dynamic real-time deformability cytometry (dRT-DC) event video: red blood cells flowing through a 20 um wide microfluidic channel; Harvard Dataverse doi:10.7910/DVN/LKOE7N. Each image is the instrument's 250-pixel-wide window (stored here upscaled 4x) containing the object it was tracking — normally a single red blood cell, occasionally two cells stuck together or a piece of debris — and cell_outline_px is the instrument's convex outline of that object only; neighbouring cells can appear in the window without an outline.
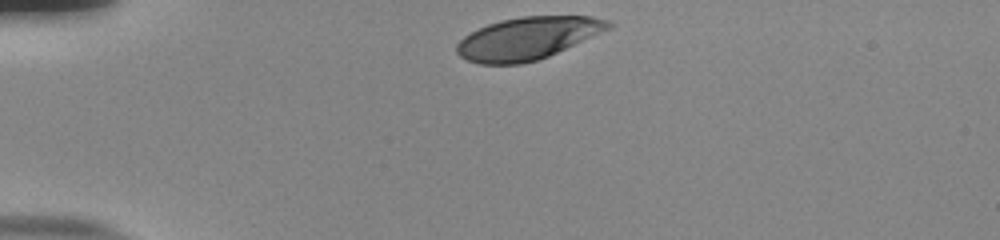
{"species": "human", "species_latin": "Homo sapiens", "temperature_condition": "room temperature", "stored_images_in_passage": 34, "camera_frame_rate_fps": 3000, "um_per_image_px": 0.085, "donor": {"sex": "male"}, "frame": {"image": 1, "passage_image": 1, "time_ms": 0.0, "image_size_px": [1000, 240], "cell_outline_px": [[612, 24], [608, 28], [600, 32], [548, 56], [536, 60], [520, 64], [480, 64], [468, 60], [460, 56], [456, 52], [456, 44], [464, 36], [488, 24], [500, 20], [520, 16], [592, 16], [612, 20]], "centroid_in_image_um": [44.81, 3.25], "position_along_channel_um": 40.2, "area_um2": 37.05}}
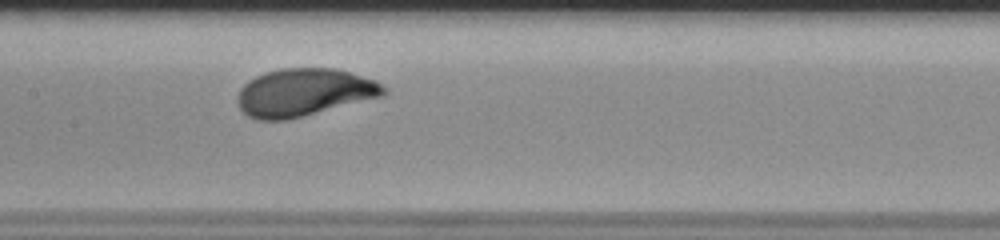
{"frame": {"image": 2, "passage_image": 16, "time_ms": 5.0, "image_size_px": [1000, 240], "cell_outline_px": [[388, 92], [384, 96], [288, 120], [256, 120], [248, 116], [240, 108], [236, 100], [236, 96], [240, 88], [248, 80], [264, 72], [280, 68], [336, 68], [376, 80], [388, 88]], "centroid_in_image_um": [25.85, 7.85], "position_along_channel_um": 181.5, "area_um2": 41.1}}
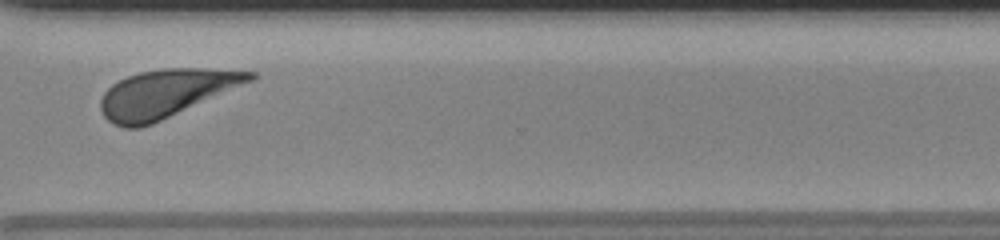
{"frame": {"image": 3, "passage_image": 30, "time_ms": 9.667, "image_size_px": [1000, 240], "cell_outline_px": [[256, 76], [252, 80], [152, 124], [140, 128], [124, 128], [112, 124], [104, 116], [100, 108], [100, 100], [104, 92], [112, 84], [128, 76], [140, 72], [164, 68], [204, 68], [256, 72]], "centroid_in_image_um": [14.04, 7.95], "position_along_channel_um": 356.6, "area_um2": 41.15}, "authors_computed_cell_mechanics": {"area_um2": 40.0554, "velocity_mm_per_s": 3.7476, "shape_relaxation_time_tau1_ms": 3.2885, "shape_relaxation_time_tau2_ms": null, "deformation_change_tau1": 0.1834, "deformation_change_tau2": null}}